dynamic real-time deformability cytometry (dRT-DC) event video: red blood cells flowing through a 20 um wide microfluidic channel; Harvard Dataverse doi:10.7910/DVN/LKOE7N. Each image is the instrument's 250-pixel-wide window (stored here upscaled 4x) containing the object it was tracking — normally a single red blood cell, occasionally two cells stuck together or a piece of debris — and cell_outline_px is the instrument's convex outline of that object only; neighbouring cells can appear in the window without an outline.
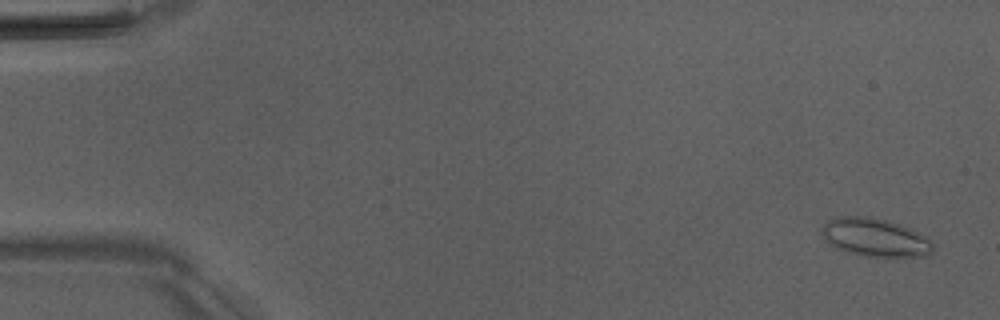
{"species": "Egyptian fruit bat (a non-hibernating species)", "species_latin": "Rousettus aegyptiacus", "temperature_condition": "room temperature", "stored_images_in_passage": 53, "camera_frame_rate_fps": 3000, "um_per_image_px": 0.085, "animal": {"sex": "male"}, "frame": {"image": 1, "passage_image": 3, "time_ms": 0.667, "image_size_px": [1000, 320], "cell_outline_px": [[932, 252], [924, 256], [860, 256], [848, 252], [832, 244], [820, 232], [820, 228], [828, 220], [836, 216], [872, 216], [888, 220], [900, 224], [928, 236], [932, 240]], "centroid_in_image_um": [74.4, 20.15], "position_along_channel_um": 10.6, "area_um2": 24.8}}
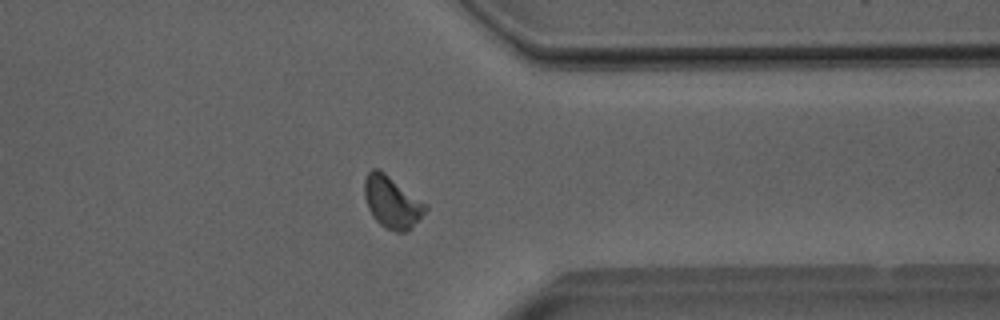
{"frame": {"image": 2, "passage_image": 42, "time_ms": 13.667, "image_size_px": [1000, 320], "cell_outline_px": [[428, 208], [412, 228], [404, 232], [396, 232], [380, 224], [372, 216], [368, 208], [364, 196], [364, 180], [368, 172], [372, 168], [376, 168], [384, 172], [428, 204]], "centroid_in_image_um": [33.32, 17.17], "position_along_channel_um": 378.1, "area_um2": 18.5}}
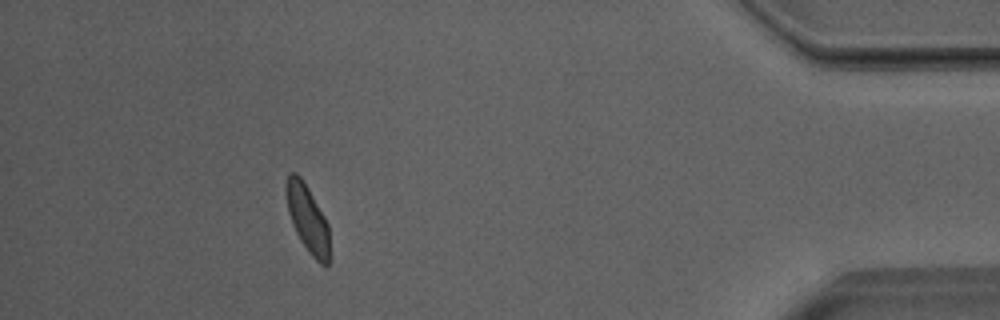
{"frame": {"image": 3, "passage_image": 48, "time_ms": 15.667, "image_size_px": [1000, 320], "cell_outline_px": [[328, 268], [324, 268], [308, 252], [300, 240], [292, 224], [288, 212], [284, 192], [284, 188], [288, 176], [292, 172], [296, 172], [300, 176], [308, 188], [324, 216], [328, 224]], "centroid_in_image_um": [26.11, 18.58], "position_along_channel_um": 409.1, "area_um2": 17.05}, "authors_computed_cell_mechanics": {"area_um2": 18.0914, "velocity_mm_per_s": 3.9747, "shape_relaxation_time_tau1_ms": 5.0473, "shape_relaxation_time_tau2_ms": 1.0695, "deformation_change_tau1": 0.0979, "deformation_change_tau2": 0.063}}